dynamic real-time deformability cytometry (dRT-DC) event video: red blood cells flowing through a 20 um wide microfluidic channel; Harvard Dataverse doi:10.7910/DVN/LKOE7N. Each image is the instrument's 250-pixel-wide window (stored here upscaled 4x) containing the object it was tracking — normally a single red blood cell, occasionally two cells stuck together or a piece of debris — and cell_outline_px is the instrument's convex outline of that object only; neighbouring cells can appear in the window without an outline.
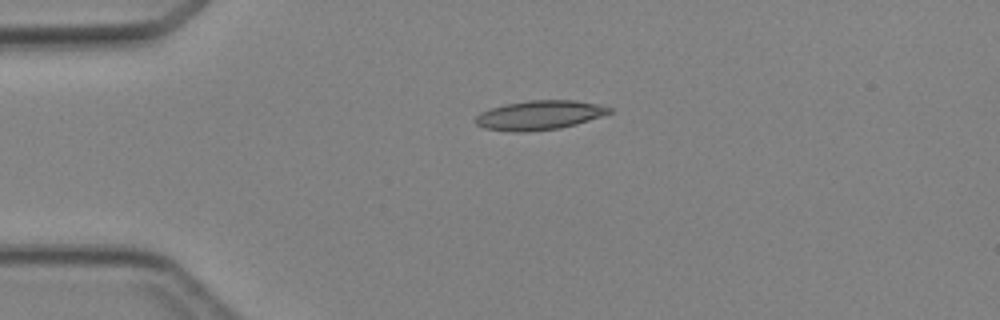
{"species": "Egyptian fruit bat (a non-hibernating species)", "species_latin": "Rousettus aegyptiacus", "temperature_condition": "cold", "stored_images_in_passage": 6, "camera_frame_rate_fps": 3000, "um_per_image_px": 0.085, "animal": {"sex": "female"}, "frame": {"image": 1, "passage_image": 3, "time_ms": 2.333, "image_size_px": [1000, 320], "cell_outline_px": [[612, 112], [576, 124], [560, 128], [528, 132], [508, 132], [484, 128], [476, 124], [476, 116], [480, 112], [504, 104], [528, 100], [576, 100], [596, 104], [612, 108]], "centroid_in_image_um": [45.82, 9.79], "position_along_channel_um": 39.2, "area_um2": 22.83}}
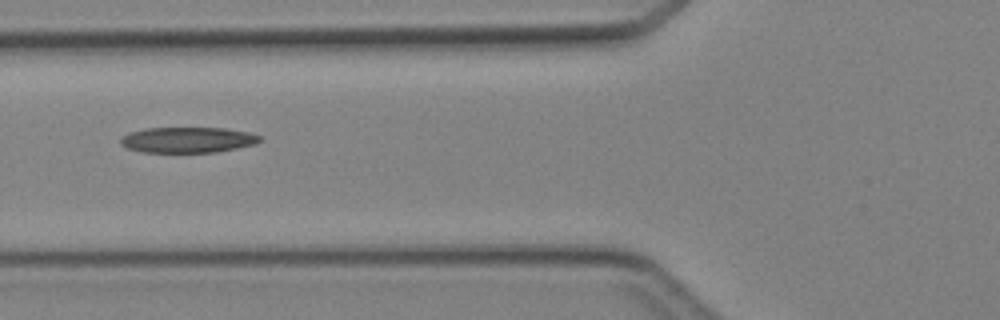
{"frame": {"image": 2, "passage_image": 5, "time_ms": 4.667, "image_size_px": [1000, 320], "cell_outline_px": [[260, 140], [256, 144], [216, 152], [140, 152], [128, 148], [120, 144], [120, 140], [128, 132], [148, 128], [224, 128], [248, 132], [260, 136]], "centroid_in_image_um": [15.94, 11.89], "position_along_channel_um": 109.9, "area_um2": 20.69}}
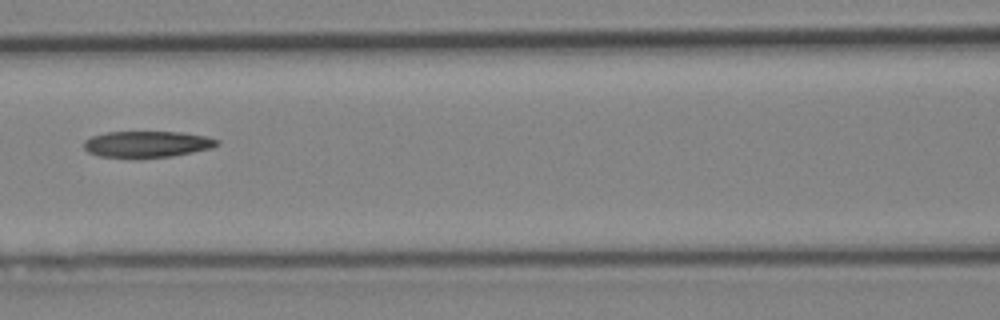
{"frame": {"image": 3, "passage_image": 6, "time_ms": 5.667, "image_size_px": [1000, 320], "cell_outline_px": [[220, 144], [212, 148], [172, 156], [140, 160], [136, 160], [100, 156], [88, 152], [84, 148], [84, 140], [92, 136], [108, 132], [180, 132], [204, 136], [220, 140]], "centroid_in_image_um": [12.48, 12.29], "position_along_channel_um": 154.1, "area_um2": 20.98}}